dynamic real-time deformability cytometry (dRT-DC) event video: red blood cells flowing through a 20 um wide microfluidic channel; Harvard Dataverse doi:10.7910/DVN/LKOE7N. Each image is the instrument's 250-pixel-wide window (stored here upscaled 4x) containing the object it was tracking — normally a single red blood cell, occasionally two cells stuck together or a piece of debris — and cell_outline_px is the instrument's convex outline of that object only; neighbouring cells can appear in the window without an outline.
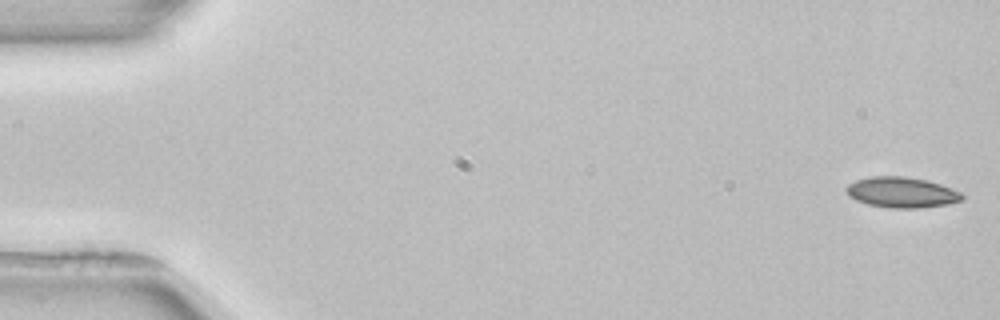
{"species": "common noctule bat (a hibernating species)", "species_latin": "Nyctalus noctula", "temperature_condition": "room temperature", "stored_images_in_passage": 5, "segment_of_instrument_passage": [1, 2], "camera_frame_rate_fps": 3000, "um_per_image_px": 0.085, "animal": {"sex": "female", "body_mass_g": 22.7, "forearm_length_mm": 54.2}, "frame": {"image": 1, "passage_image": 1, "time_ms": 0.0, "image_size_px": [1000, 320], "cell_outline_px": [[964, 196], [960, 200], [948, 204], [916, 208], [892, 208], [868, 204], [856, 200], [848, 196], [844, 188], [848, 184], [856, 180], [868, 176], [904, 176], [928, 180], [952, 188], [960, 192]], "centroid_in_image_um": [76.6, 16.34], "position_along_channel_um": 8.4, "area_um2": 20.69}}